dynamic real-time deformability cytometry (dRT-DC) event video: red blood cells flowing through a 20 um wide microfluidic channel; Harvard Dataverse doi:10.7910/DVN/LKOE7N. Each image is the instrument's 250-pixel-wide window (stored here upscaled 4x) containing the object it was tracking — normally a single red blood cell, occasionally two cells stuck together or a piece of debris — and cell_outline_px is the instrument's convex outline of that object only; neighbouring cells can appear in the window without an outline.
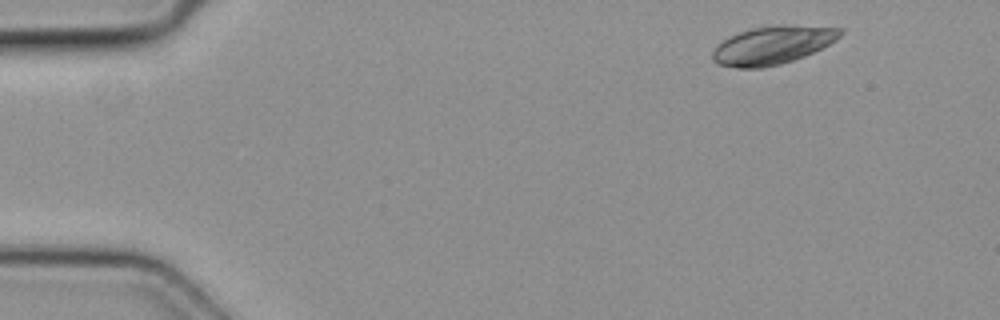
{"species": "common noctule bat (a hibernating species)", "species_latin": "Nyctalus noctula", "temperature_condition": "cold", "stored_images_in_passage": 4, "camera_frame_rate_fps": 3000, "um_per_image_px": 0.085, "animal": {"sex": "female", "body_mass_g": 19.3, "forearm_length_mm": 54.1}, "frame": {"image": 1, "passage_image": 1, "time_ms": 0.0, "image_size_px": [1000, 320], "cell_outline_px": [[844, 32], [836, 40], [804, 56], [780, 64], [764, 68], [736, 68], [716, 64], [712, 60], [712, 52], [716, 44], [740, 32], [752, 28], [776, 24], [788, 24], [844, 28]], "centroid_in_image_um": [65.66, 3.83], "position_along_channel_um": 19.3, "area_um2": 28.61}}